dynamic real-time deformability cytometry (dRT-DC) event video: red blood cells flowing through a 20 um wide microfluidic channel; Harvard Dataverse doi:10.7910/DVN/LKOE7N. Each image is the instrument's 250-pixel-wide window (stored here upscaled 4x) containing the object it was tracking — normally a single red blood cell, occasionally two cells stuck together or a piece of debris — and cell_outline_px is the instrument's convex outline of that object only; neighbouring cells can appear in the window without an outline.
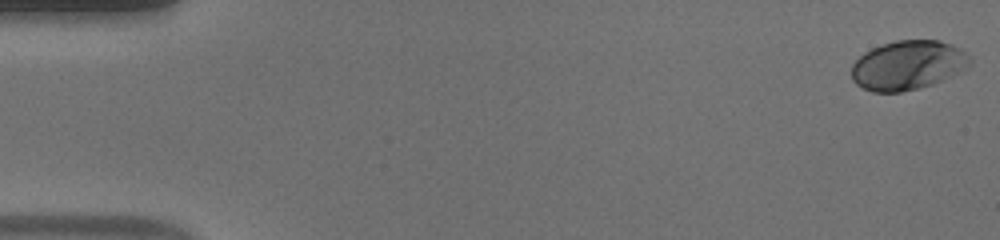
{"species": "human", "species_latin": "Homo sapiens", "temperature_condition": "warm", "stored_images_in_passage": 53, "camera_frame_rate_fps": 3000, "um_per_image_px": 0.085, "donor": {"sex": "male"}, "frame": {"image": 1, "passage_image": 1, "time_ms": 0.0, "image_size_px": [1000, 240], "cell_outline_px": [[972, 64], [932, 84], [900, 92], [872, 92], [856, 84], [852, 80], [852, 64], [864, 52], [872, 48], [896, 40], [940, 40], [952, 44], [960, 48], [972, 60]], "centroid_in_image_um": [77.14, 5.53], "position_along_channel_um": 7.9, "area_um2": 33.64}}
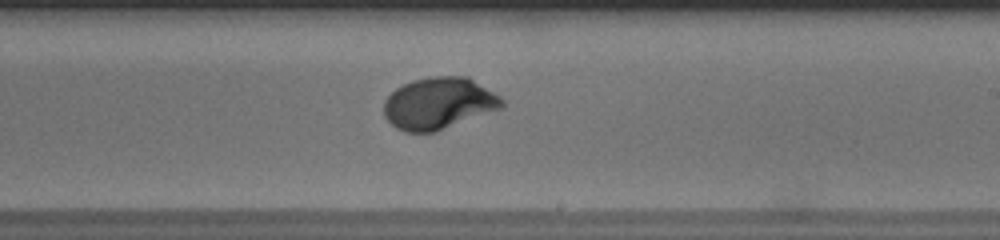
{"frame": {"image": 2, "passage_image": 32, "time_ms": 10.333, "image_size_px": [1000, 240], "cell_outline_px": [[504, 104], [500, 108], [436, 132], [404, 132], [396, 128], [384, 116], [384, 100], [396, 88], [412, 80], [428, 76], [468, 76], [500, 96], [504, 100]], "centroid_in_image_um": [37.27, 8.77], "position_along_channel_um": 251.7, "area_um2": 35.6}}
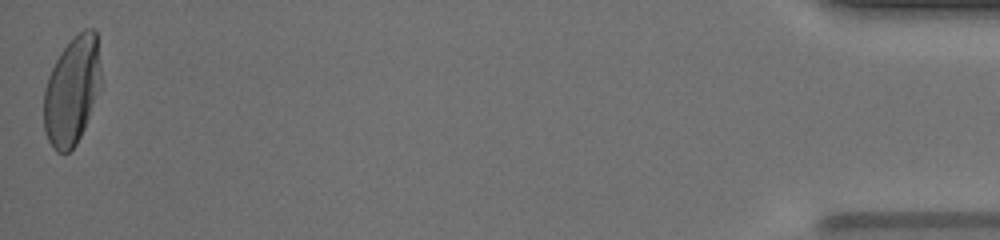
{"frame": {"image": 3, "passage_image": 53, "time_ms": 17.333, "image_size_px": [1000, 240], "cell_outline_px": [[100, 80], [84, 128], [76, 144], [68, 152], [56, 152], [52, 148], [44, 132], [44, 88], [48, 76], [60, 52], [72, 36], [84, 28], [92, 28], [96, 32], [100, 68]], "centroid_in_image_um": [6.07, 7.68], "position_along_channel_um": 429.1, "area_um2": 35.6}, "authors_computed_cell_mechanics": {"area_um2": 34.102, "velocity_mm_per_s": 3.8734, "shape_relaxation_time_tau1_ms": 2.863, "shape_relaxation_time_tau2_ms": null, "deformation_change_tau1": 0.1721, "deformation_change_tau2": null}}